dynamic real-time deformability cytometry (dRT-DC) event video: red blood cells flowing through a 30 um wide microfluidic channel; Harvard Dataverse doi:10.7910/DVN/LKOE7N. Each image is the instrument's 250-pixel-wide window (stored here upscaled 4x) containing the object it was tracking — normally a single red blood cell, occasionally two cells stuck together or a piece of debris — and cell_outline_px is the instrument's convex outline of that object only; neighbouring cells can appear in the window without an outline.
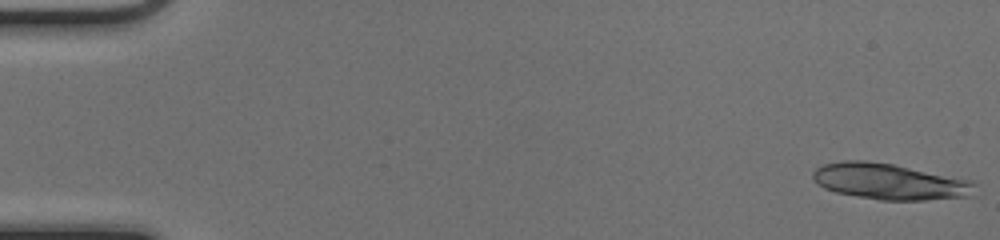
{"species": "common noctule bat (a hibernating species)", "species_latin": "Nyctalus noctula", "temperature_condition": "cold", "stored_images_in_passage": 51, "segment_of_instrument_passage": [1, 2], "camera_frame_rate_fps": 3000, "um_per_image_px": 0.085, "animal": {"sex": "female", "body_mass_g": 17.0, "forearm_length_mm": 48.0}, "frame": {"image": 1, "passage_image": 1, "time_ms": 0.0, "image_size_px": [1000, 240], "cell_outline_px": [[976, 184], [968, 196], [924, 200], [880, 200], [856, 196], [836, 192], [824, 188], [816, 184], [812, 180], [812, 172], [816, 168], [824, 164], [844, 160], [868, 160], [892, 164], [972, 180]], "centroid_in_image_um": [75.54, 15.42], "position_along_channel_um": 9.5, "area_um2": 33.93}}